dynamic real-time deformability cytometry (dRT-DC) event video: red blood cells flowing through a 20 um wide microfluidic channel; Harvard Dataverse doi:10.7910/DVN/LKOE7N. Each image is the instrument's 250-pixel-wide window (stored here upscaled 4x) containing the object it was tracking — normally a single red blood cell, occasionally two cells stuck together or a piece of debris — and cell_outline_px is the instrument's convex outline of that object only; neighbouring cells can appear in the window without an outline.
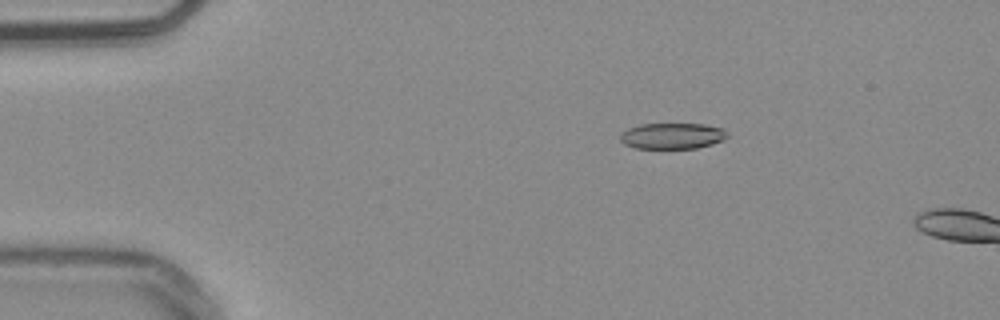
{"species": "common noctule bat (a hibernating species)", "species_latin": "Nyctalus noctula", "temperature_condition": "warm", "stored_images_in_passage": 13, "camera_frame_rate_fps": 3000, "um_per_image_px": 0.085, "animal": {"sex": "male", "body_mass_g": 20.4}, "frame": {"image": 1, "passage_image": 10, "time_ms": 3.0, "image_size_px": [1000, 320], "cell_outline_px": [[728, 136], [724, 140], [712, 144], [696, 148], [636, 148], [624, 144], [620, 140], [620, 136], [628, 128], [640, 124], [704, 124], [720, 128], [728, 132]], "centroid_in_image_um": [57.16, 11.55], "position_along_channel_um": 27.8, "area_um2": 16.13}}